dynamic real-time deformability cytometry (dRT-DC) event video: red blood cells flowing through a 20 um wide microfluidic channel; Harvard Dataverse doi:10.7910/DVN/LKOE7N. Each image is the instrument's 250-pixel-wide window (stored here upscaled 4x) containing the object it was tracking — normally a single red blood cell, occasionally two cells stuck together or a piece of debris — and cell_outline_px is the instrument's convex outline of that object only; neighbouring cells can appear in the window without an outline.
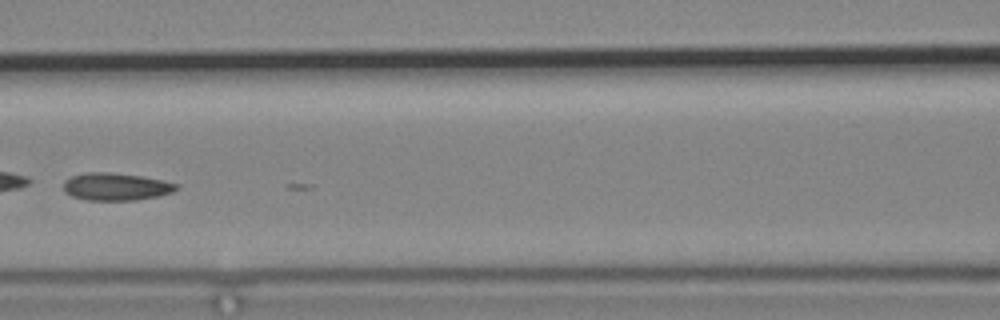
{"species": "common noctule bat (a hibernating species)", "species_latin": "Nyctalus noctula", "temperature_condition": "cold", "stored_images_in_passage": 6, "camera_frame_rate_fps": 3000, "um_per_image_px": 0.085, "animal": {"sex": "male", "body_mass_g": 19.2, "forearm_length_mm": 51.8}, "frame": {"image": 1, "passage_image": 6, "time_ms": 6.0, "image_size_px": [1000, 320], "cell_outline_px": [[180, 188], [172, 192], [156, 196], [136, 200], [88, 200], [72, 196], [64, 192], [64, 180], [72, 176], [84, 172], [108, 172], [140, 176], [164, 180], [180, 184]], "centroid_in_image_um": [9.87, 15.86], "position_along_channel_um": 156.7, "area_um2": 18.15}}